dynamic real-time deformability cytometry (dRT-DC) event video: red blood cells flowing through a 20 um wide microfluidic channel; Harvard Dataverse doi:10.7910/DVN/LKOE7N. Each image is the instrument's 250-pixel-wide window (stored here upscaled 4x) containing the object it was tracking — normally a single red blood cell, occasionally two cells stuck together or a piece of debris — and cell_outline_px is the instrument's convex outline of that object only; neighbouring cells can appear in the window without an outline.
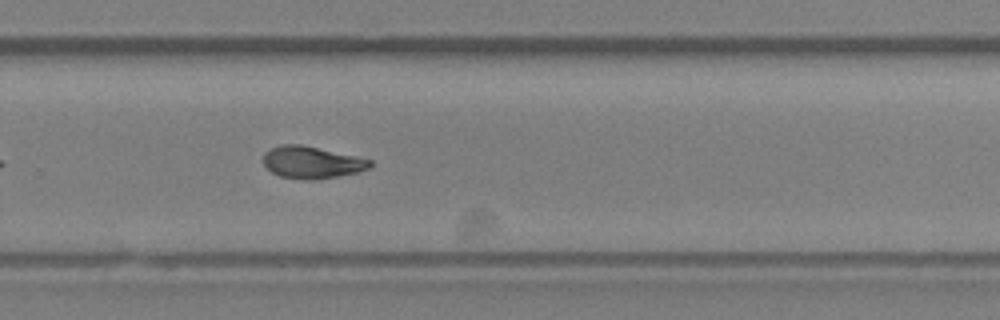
{"species": "Egyptian fruit bat (a non-hibernating species)", "species_latin": "Rousettus aegyptiacus", "temperature_condition": "room temperature", "stored_images_in_passage": 24, "camera_frame_rate_fps": 3000, "um_per_image_px": 0.085, "animal": {"sex": "female"}, "frame": {"image": 1, "passage_image": 21, "time_ms": 6.667, "image_size_px": [1000, 320], "cell_outline_px": [[372, 164], [368, 168], [360, 172], [312, 180], [280, 176], [272, 172], [264, 164], [264, 152], [280, 144], [300, 144], [372, 160]], "centroid_in_image_um": [26.49, 13.79], "position_along_channel_um": 303.3, "area_um2": 19.59}}